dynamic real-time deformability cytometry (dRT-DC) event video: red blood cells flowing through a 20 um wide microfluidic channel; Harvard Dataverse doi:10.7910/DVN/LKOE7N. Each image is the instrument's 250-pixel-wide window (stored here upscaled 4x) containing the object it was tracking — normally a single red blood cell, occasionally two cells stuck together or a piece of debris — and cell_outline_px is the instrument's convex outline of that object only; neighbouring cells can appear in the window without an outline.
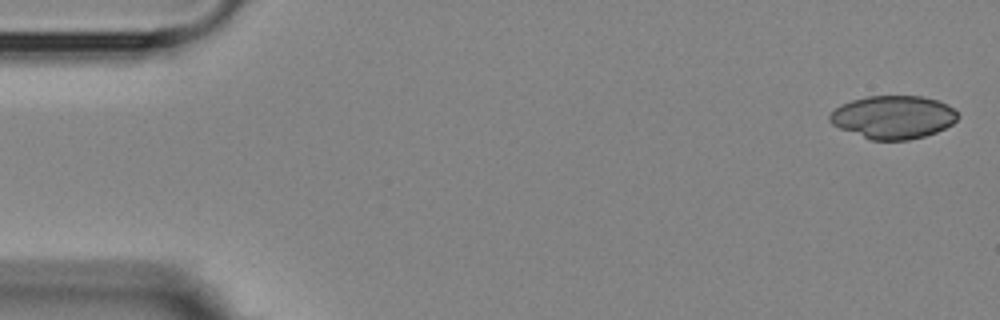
{"species": "Egyptian fruit bat (a non-hibernating species)", "species_latin": "Rousettus aegyptiacus", "temperature_condition": "room temperature", "stored_images_in_passage": 6, "camera_frame_rate_fps": 3000, "um_per_image_px": 0.085, "animal": {"sex": "female"}, "frame": {"image": 1, "passage_image": 1, "time_ms": 0.0, "image_size_px": [1000, 320], "cell_outline_px": [[960, 116], [952, 124], [936, 132], [924, 136], [908, 140], [872, 140], [840, 128], [832, 124], [828, 120], [828, 116], [840, 104], [852, 100], [868, 96], [924, 96], [948, 104]], "centroid_in_image_um": [75.92, 9.95], "position_along_channel_um": 9.1, "area_um2": 32.08}}